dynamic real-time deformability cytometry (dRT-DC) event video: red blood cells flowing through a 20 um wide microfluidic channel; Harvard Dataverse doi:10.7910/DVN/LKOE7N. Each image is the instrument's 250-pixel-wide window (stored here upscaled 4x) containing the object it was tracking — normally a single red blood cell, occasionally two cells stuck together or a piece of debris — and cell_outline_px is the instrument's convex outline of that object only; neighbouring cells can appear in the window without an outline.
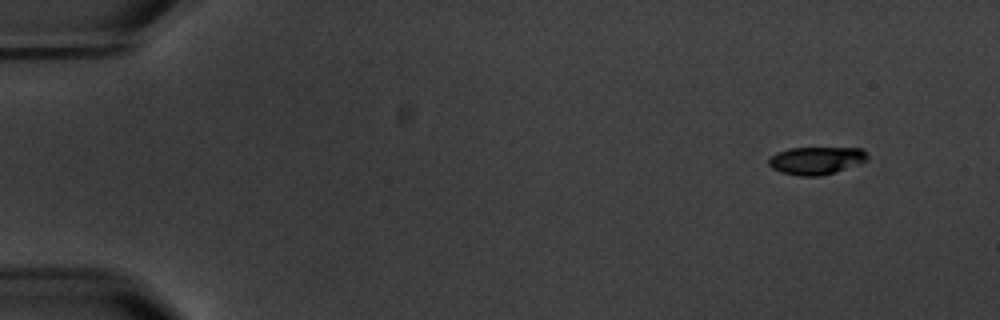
{"species": "common noctule bat (a hibernating species)", "species_latin": "Nyctalus noctula", "temperature_condition": "warm", "stored_images_in_passage": 8, "camera_frame_rate_fps": 3000, "um_per_image_px": 0.085, "animal": {"sex": "male", "body_mass_g": 20.1, "forearm_length_mm": 53.5}, "frame": {"image": 1, "passage_image": 2, "time_ms": 1.0, "image_size_px": [1000, 320], "cell_outline_px": [[868, 160], [860, 164], [836, 172], [820, 176], [800, 176], [780, 172], [772, 168], [768, 164], [768, 160], [776, 152], [788, 148], [860, 148], [868, 156]], "centroid_in_image_um": [69.37, 13.65], "position_along_channel_um": 15.6, "area_um2": 16.01}}
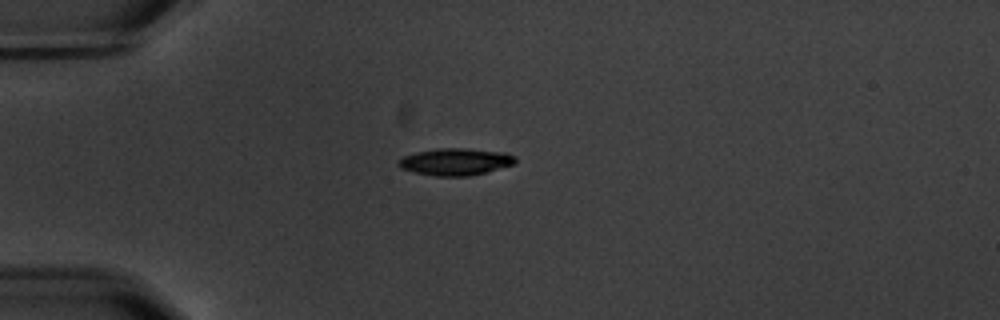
{"frame": {"image": 2, "passage_image": 5, "time_ms": 4.667, "image_size_px": [1000, 320], "cell_outline_px": [[516, 164], [468, 176], [436, 176], [416, 172], [400, 168], [396, 164], [396, 160], [404, 156], [416, 152], [440, 148], [464, 148], [504, 152], [516, 156]], "centroid_in_image_um": [38.71, 13.74], "position_along_channel_um": 46.3, "area_um2": 18.38}}
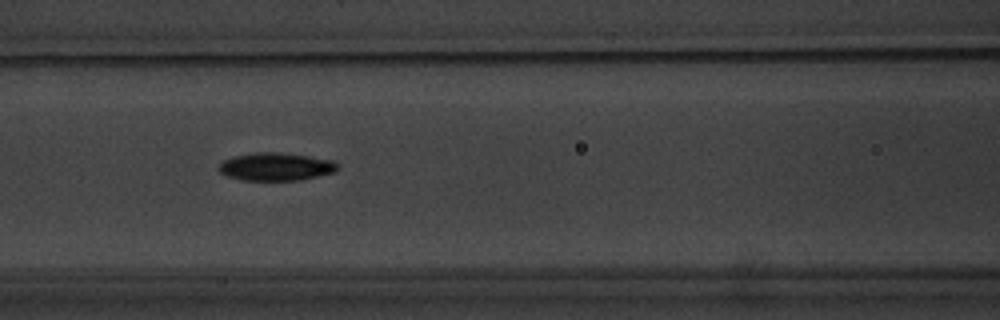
{"frame": {"image": 3, "passage_image": 8, "time_ms": 8.0, "image_size_px": [1000, 320], "cell_outline_px": [[340, 168], [332, 172], [300, 180], [240, 180], [228, 176], [220, 172], [216, 168], [224, 160], [232, 156], [252, 152], [280, 152], [336, 160], [340, 164]], "centroid_in_image_um": [23.45, 14.15], "position_along_channel_um": 143.1, "area_um2": 19.54}}